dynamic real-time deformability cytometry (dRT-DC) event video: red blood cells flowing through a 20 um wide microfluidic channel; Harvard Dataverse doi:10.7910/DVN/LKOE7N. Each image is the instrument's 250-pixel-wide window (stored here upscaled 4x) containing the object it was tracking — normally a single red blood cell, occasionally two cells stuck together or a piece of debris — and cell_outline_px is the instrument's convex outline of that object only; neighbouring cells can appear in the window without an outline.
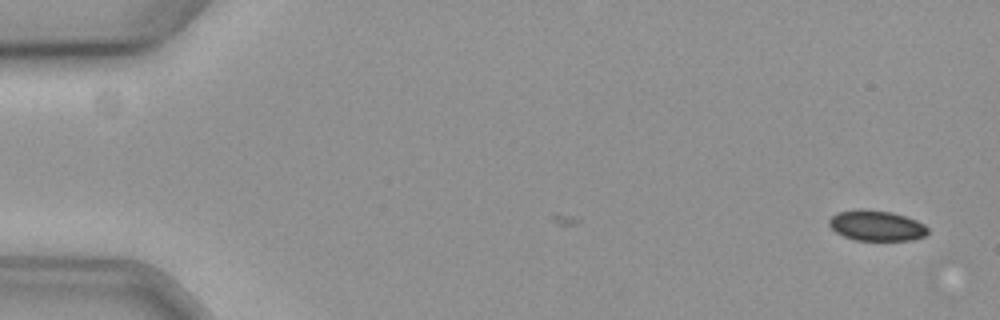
{"species": "common noctule bat (a hibernating species)", "species_latin": "Nyctalus noctula", "temperature_condition": "cold", "stored_images_in_passage": 8, "camera_frame_rate_fps": 3000, "um_per_image_px": 0.085, "animal": {"sex": "female", "body_mass_g": 19.3, "forearm_length_mm": 54.1}, "frame": {"image": 1, "passage_image": 8, "time_ms": 2.333, "image_size_px": [1000, 320], "cell_outline_px": [[928, 232], [924, 236], [912, 240], [856, 240], [844, 236], [836, 232], [828, 224], [828, 220], [832, 216], [840, 212], [892, 212], [916, 220], [924, 224], [928, 228]], "centroid_in_image_um": [74.55, 19.23], "position_along_channel_um": 10.5, "area_um2": 16.7}}